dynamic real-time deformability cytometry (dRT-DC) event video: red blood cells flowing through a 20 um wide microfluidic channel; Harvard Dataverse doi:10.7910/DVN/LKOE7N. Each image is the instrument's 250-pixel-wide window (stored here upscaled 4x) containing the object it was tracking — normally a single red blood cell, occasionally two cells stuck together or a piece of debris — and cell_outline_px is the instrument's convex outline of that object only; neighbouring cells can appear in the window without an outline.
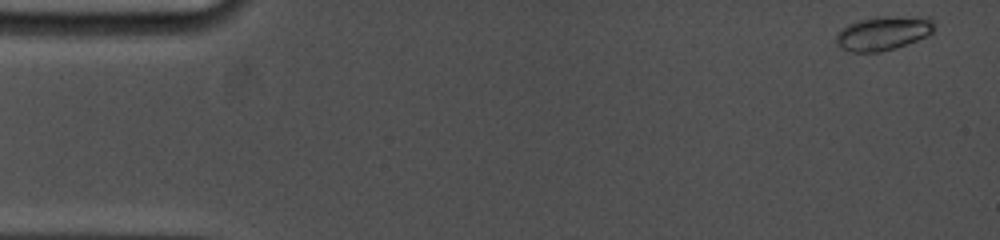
{"species": "common noctule bat (a hibernating species)", "species_latin": "Nyctalus noctula", "temperature_condition": "cold", "stored_images_in_passage": 47, "camera_frame_rate_fps": 5000, "um_per_image_px": 0.085, "animal": {"sex": "female", "body_mass_g": 19.0, "forearm_length_mm": 53.3}, "frame": {"image": 1, "passage_image": 1, "time_ms": 0.0, "image_size_px": [1000, 240], "cell_outline_px": [[936, 20], [932, 32], [928, 36], [896, 48], [880, 52], [848, 52], [840, 48], [836, 44], [836, 36], [840, 28], [848, 24], [860, 20], [876, 16], [932, 16]], "centroid_in_image_um": [75.1, 2.8], "position_along_channel_um": 9.9, "area_um2": 20.06}}
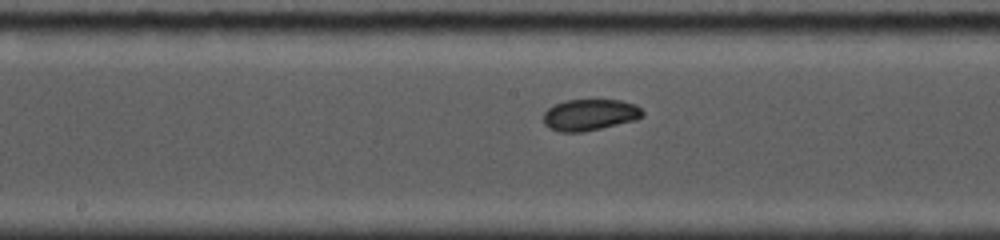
{"frame": {"image": 2, "passage_image": 23, "time_ms": 8.2, "image_size_px": [1000, 240], "cell_outline_px": [[644, 116], [636, 120], [584, 132], [560, 132], [548, 128], [544, 124], [544, 112], [548, 108], [556, 104], [568, 100], [620, 100], [636, 104], [644, 112]], "centroid_in_image_um": [50.15, 9.77], "position_along_channel_um": 198.1, "area_um2": 18.21}}
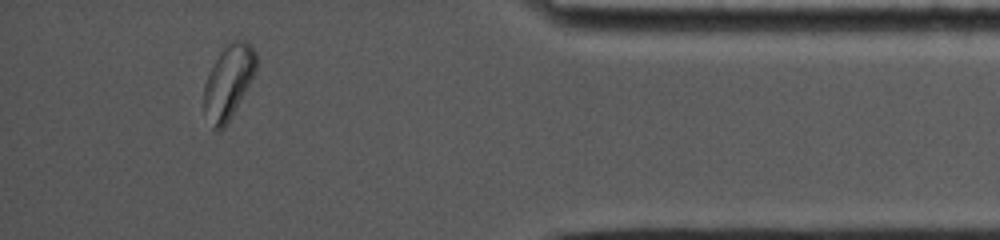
{"frame": {"image": 3, "passage_image": 41, "time_ms": 14.6, "image_size_px": [1000, 240], "cell_outline_px": [[256, 68], [244, 92], [228, 120], [216, 132], [212, 128], [204, 108], [204, 84], [220, 52], [228, 40], [244, 40], [252, 44], [256, 52]], "centroid_in_image_um": [19.42, 6.88], "position_along_channel_um": 415.8, "area_um2": 21.73}, "authors_computed_cell_mechanics": {"area_um2": 18.496, "velocity_mm_per_s": 3.7877, "shape_relaxation_time_tau1_ms": 3.3823, "shape_relaxation_time_tau2_ms": 3.1137, "deformation_change_tau1": 0.1013, "deformation_change_tau2": 0.0396}}